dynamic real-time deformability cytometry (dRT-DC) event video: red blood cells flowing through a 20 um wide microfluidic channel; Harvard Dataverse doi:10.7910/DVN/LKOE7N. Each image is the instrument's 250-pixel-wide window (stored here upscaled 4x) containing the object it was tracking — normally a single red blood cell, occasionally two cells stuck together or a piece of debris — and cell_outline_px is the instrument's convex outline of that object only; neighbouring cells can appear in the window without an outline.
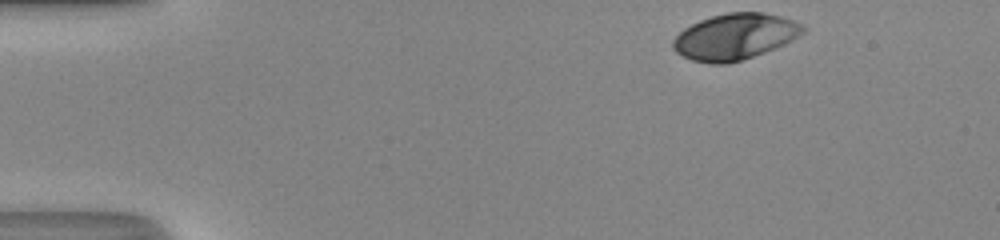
{"species": "human", "species_latin": "Homo sapiens", "temperature_condition": "room temperature", "stored_images_in_passage": 35, "camera_frame_rate_fps": 3000, "um_per_image_px": 0.085, "donor": {"sex": "male"}, "frame": {"image": 1, "passage_image": 1, "time_ms": 0.0, "image_size_px": [1000, 240], "cell_outline_px": [[808, 28], [800, 36], [784, 44], [764, 52], [728, 64], [708, 64], [692, 60], [676, 52], [672, 48], [672, 40], [684, 28], [700, 20], [712, 16], [728, 12], [760, 12], [780, 16], [804, 24]], "centroid_in_image_um": [62.47, 3.11], "position_along_channel_um": 22.5, "area_um2": 34.91}}
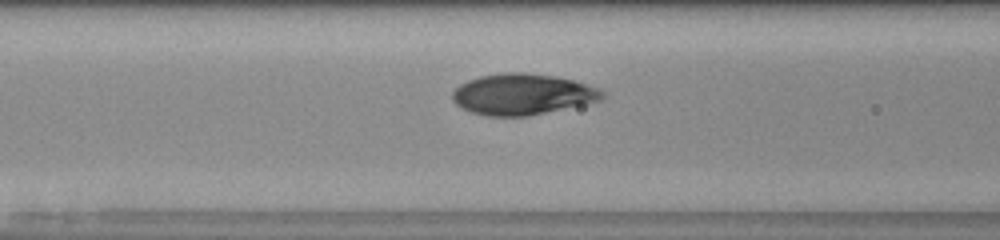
{"frame": {"image": 2, "passage_image": 15, "time_ms": 4.667, "image_size_px": [1000, 240], "cell_outline_px": [[608, 96], [600, 100], [528, 116], [488, 116], [468, 112], [460, 108], [452, 100], [452, 92], [460, 84], [468, 80], [480, 76], [504, 72], [524, 72], [556, 76], [572, 80], [600, 88]], "centroid_in_image_um": [44.38, 8.01], "position_along_channel_um": 122.2, "area_um2": 35.95}}
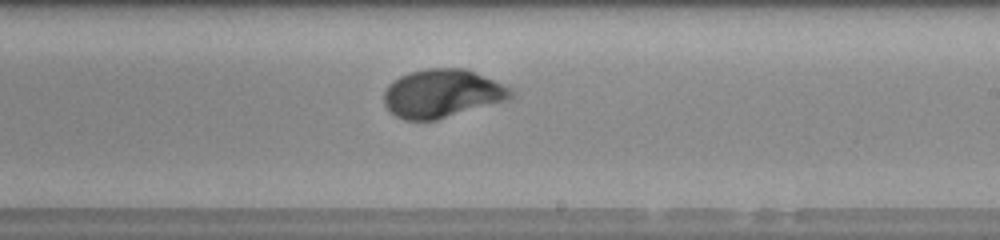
{"frame": {"image": 3, "passage_image": 24, "time_ms": 7.667, "image_size_px": [1000, 240], "cell_outline_px": [[516, 92], [512, 96], [504, 100], [436, 120], [404, 120], [396, 116], [384, 104], [384, 92], [388, 84], [392, 80], [408, 72], [428, 68], [464, 68], [512, 88]], "centroid_in_image_um": [37.53, 7.93], "position_along_channel_um": 251.5, "area_um2": 35.37}, "authors_computed_cell_mechanics": {"area_um2": 35.258, "velocity_mm_per_s": 4.3264, "shape_relaxation_time_tau1_ms": 3.04, "shape_relaxation_time_tau2_ms": null, "deformation_change_tau1": 0.1887, "deformation_change_tau2": null}}